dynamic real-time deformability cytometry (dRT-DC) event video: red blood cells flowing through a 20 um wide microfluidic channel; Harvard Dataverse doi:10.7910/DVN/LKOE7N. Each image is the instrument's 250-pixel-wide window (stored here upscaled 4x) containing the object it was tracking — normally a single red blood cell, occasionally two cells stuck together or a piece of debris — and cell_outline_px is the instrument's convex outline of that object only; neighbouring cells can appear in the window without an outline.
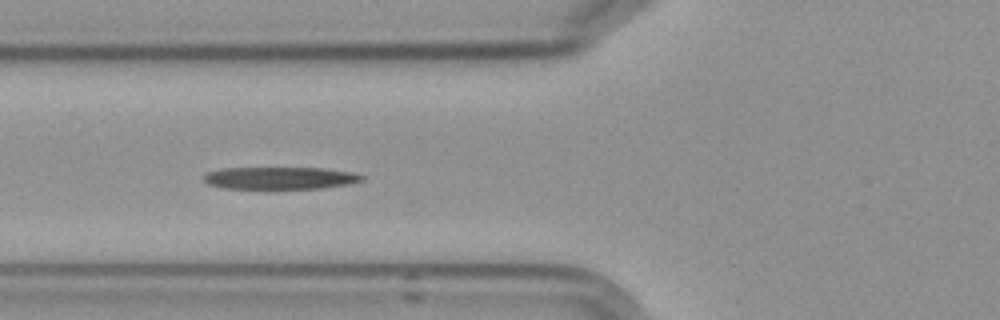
{"species": "Egyptian fruit bat (a non-hibernating species)", "species_latin": "Rousettus aegyptiacus", "temperature_condition": "cold", "stored_images_in_passage": 7, "camera_frame_rate_fps": 3000, "um_per_image_px": 0.085, "frame": {"image": 1, "passage_image": 7, "time_ms": 7.0, "image_size_px": [1000, 320], "cell_outline_px": [[364, 180], [348, 184], [324, 188], [224, 188], [208, 184], [204, 180], [204, 176], [208, 172], [224, 168], [324, 168], [352, 172], [364, 176]], "centroid_in_image_um": [23.84, 15.13], "position_along_channel_um": 102.0, "area_um2": 20.35}}